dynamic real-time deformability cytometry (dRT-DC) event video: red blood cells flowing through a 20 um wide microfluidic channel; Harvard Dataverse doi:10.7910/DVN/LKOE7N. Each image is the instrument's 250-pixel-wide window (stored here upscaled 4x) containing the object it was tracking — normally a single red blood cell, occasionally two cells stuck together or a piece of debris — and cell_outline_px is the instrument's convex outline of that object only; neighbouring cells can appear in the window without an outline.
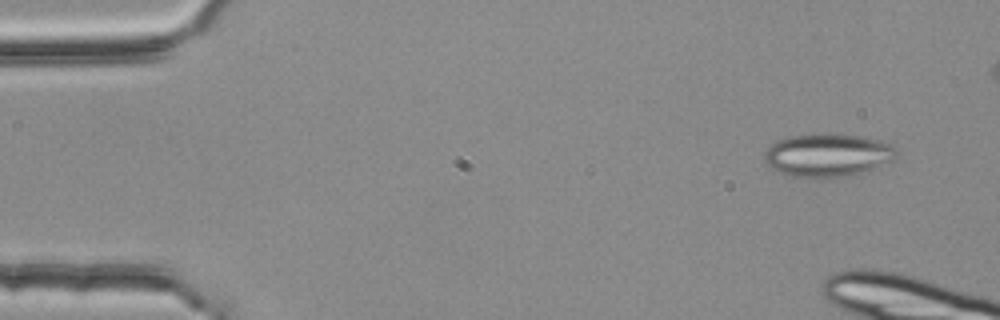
{"species": "common noctule bat (a hibernating species)", "species_latin": "Nyctalus noctula", "temperature_condition": "room temperature", "stored_images_in_passage": 3, "camera_frame_rate_fps": 3000, "um_per_image_px": 0.085, "animal": {"sex": "female", "body_mass_g": 25.1}, "frame": {"image": 1, "passage_image": 1, "time_ms": 0.0, "image_size_px": [1000, 320], "cell_outline_px": [[900, 152], [892, 160], [860, 172], [844, 176], [788, 176], [772, 168], [764, 160], [764, 152], [776, 140], [792, 136], [860, 136], [880, 140], [896, 144]], "centroid_in_image_um": [70.38, 13.19], "position_along_channel_um": 14.6, "area_um2": 32.02}}